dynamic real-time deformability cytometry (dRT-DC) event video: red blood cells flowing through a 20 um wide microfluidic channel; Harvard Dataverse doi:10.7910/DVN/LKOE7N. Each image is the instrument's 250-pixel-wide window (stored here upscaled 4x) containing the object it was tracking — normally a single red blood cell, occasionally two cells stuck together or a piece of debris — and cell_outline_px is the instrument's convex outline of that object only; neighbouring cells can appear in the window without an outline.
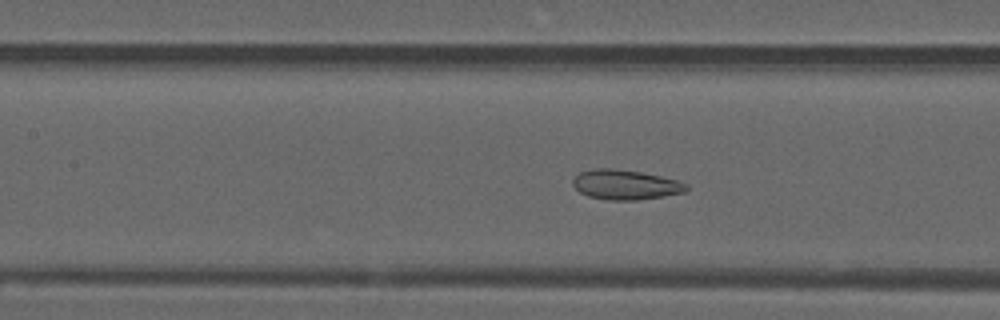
{"species": "common noctule bat (a hibernating species)", "species_latin": "Nyctalus noctula", "temperature_condition": "warm", "stored_images_in_passage": 42, "camera_frame_rate_fps": 3000, "um_per_image_px": 0.085, "animal": {"sex": "male", "forearm_length_mm": 52.5}, "frame": {"image": 1, "passage_image": 13, "time_ms": 4.0, "image_size_px": [1000, 320], "cell_outline_px": [[688, 188], [684, 192], [664, 196], [636, 200], [608, 200], [588, 196], [580, 192], [572, 184], [572, 180], [580, 172], [592, 168], [612, 168], [640, 172], [660, 176], [676, 180], [688, 184]], "centroid_in_image_um": [53.14, 15.7], "position_along_channel_um": 154.3, "area_um2": 19.65}}
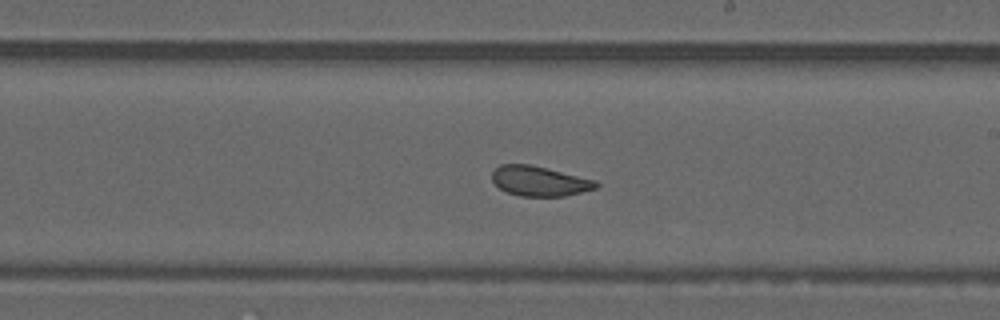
{"frame": {"image": 2, "passage_image": 20, "time_ms": 6.333, "image_size_px": [1000, 320], "cell_outline_px": [[600, 184], [596, 188], [564, 196], [520, 196], [508, 192], [500, 188], [492, 180], [492, 172], [500, 164], [528, 164], [596, 180]], "centroid_in_image_um": [45.85, 15.39], "position_along_channel_um": 243.2, "area_um2": 17.86}}
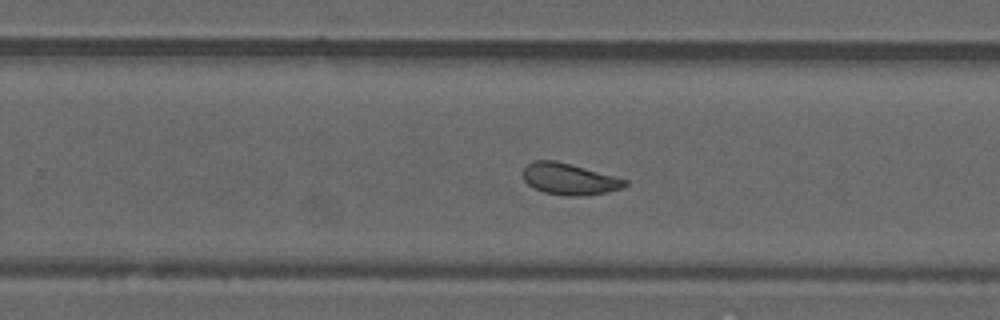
{"frame": {"image": 3, "passage_image": 23, "time_ms": 7.333, "image_size_px": [1000, 320], "cell_outline_px": [[628, 184], [620, 188], [608, 192], [580, 196], [568, 196], [544, 192], [532, 188], [524, 180], [524, 168], [532, 160], [556, 160], [628, 180]], "centroid_in_image_um": [48.37, 15.22], "position_along_channel_um": 281.4, "area_um2": 18.55}, "authors_computed_cell_mechanics": {"area_um2": 19.5942, "velocity_mm_per_s": 3.8336, "shape_relaxation_time_tau1_ms": null, "shape_relaxation_time_tau2_ms": 1.6922, "deformation_change_tau1": null, "deformation_change_tau2": 0.0828}}